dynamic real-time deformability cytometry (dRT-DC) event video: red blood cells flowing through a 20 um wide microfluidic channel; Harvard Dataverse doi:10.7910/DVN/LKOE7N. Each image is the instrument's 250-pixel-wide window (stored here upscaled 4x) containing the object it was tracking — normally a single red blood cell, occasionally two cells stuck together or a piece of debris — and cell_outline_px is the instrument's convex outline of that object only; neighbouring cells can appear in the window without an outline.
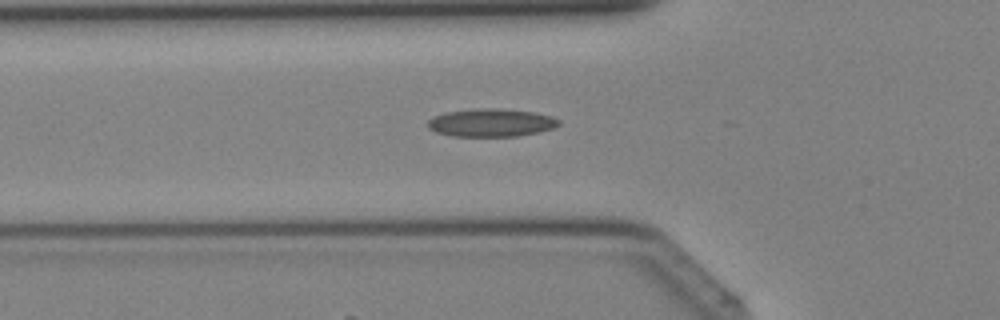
{"species": "Egyptian fruit bat (a non-hibernating species)", "species_latin": "Rousettus aegyptiacus", "temperature_condition": "cold", "stored_images_in_passage": 38, "camera_frame_rate_fps": 3000, "um_per_image_px": 0.085, "animal": {"sex": "female"}, "frame": {"image": 1, "passage_image": 12, "time_ms": 3.667, "image_size_px": [1000, 320], "cell_outline_px": [[560, 124], [552, 128], [536, 132], [516, 136], [452, 136], [436, 132], [428, 128], [428, 120], [432, 116], [444, 112], [480, 108], [492, 108], [536, 112], [552, 116], [560, 120]], "centroid_in_image_um": [41.72, 10.42], "position_along_channel_um": 84.1, "area_um2": 21.33}}
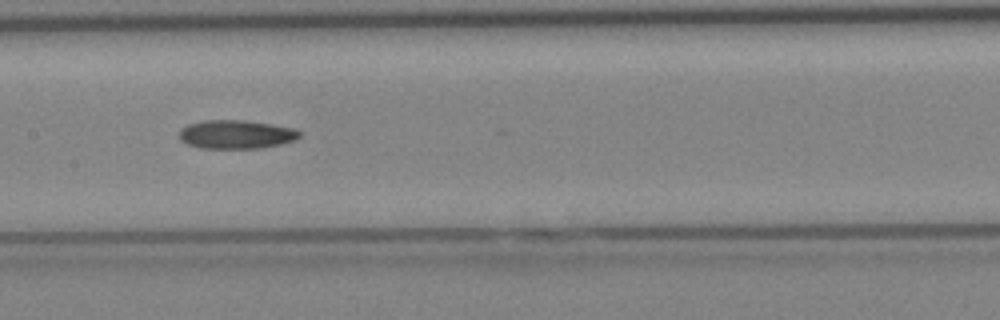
{"frame": {"image": 2, "passage_image": 18, "time_ms": 5.667, "image_size_px": [1000, 320], "cell_outline_px": [[300, 136], [296, 140], [280, 144], [260, 148], [200, 148], [188, 144], [180, 140], [180, 128], [188, 124], [204, 120], [244, 120], [296, 128], [300, 132]], "centroid_in_image_um": [20.07, 11.42], "position_along_channel_um": 187.3, "area_um2": 20.11}}
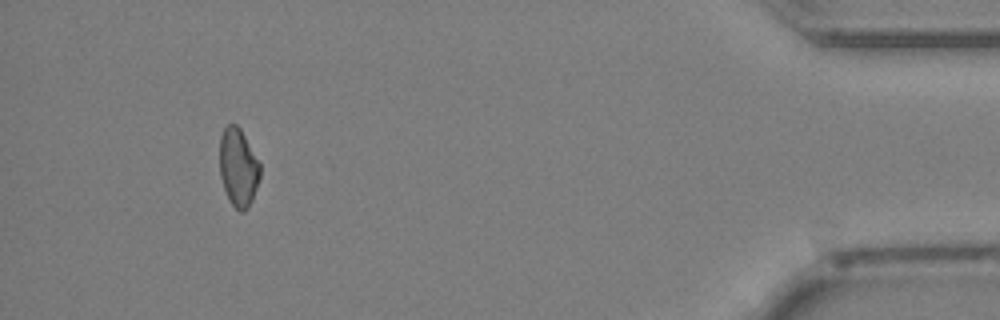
{"frame": {"image": 3, "passage_image": 35, "time_ms": 11.333, "image_size_px": [1000, 320], "cell_outline_px": [[260, 176], [252, 200], [248, 208], [244, 212], [240, 212], [228, 200], [220, 176], [220, 136], [224, 128], [228, 124], [236, 124], [240, 128], [260, 164]], "centroid_in_image_um": [20.24, 14.25], "position_along_channel_um": 415.0, "area_um2": 18.32}}